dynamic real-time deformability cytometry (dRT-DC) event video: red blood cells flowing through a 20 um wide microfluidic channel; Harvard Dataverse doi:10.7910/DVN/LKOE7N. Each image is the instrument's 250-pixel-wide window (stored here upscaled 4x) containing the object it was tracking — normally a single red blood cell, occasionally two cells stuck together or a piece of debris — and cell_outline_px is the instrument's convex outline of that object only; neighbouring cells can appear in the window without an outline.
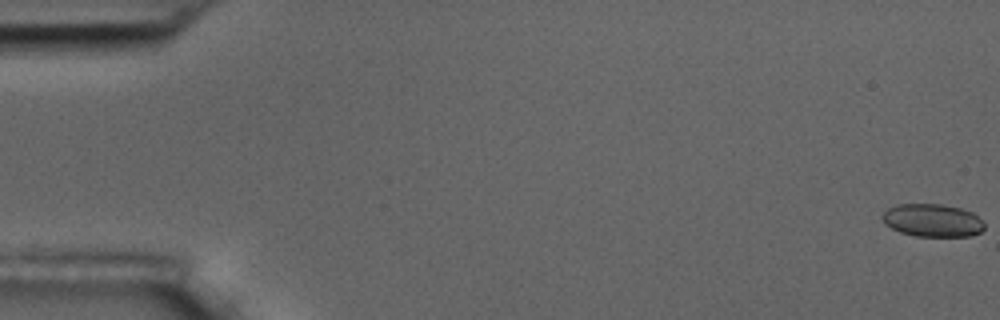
{"species": "common noctule bat (a hibernating species)", "species_latin": "Nyctalus noctula", "temperature_condition": "room temperature", "stored_images_in_passage": 8, "camera_frame_rate_fps": 3000, "um_per_image_px": 0.085, "animal": {"sex": "male", "body_mass_g": 17.5, "forearm_length_mm": 52.3}, "frame": {"image": 1, "passage_image": 1, "time_ms": 0.0, "image_size_px": [1000, 320], "cell_outline_px": [[984, 228], [980, 232], [972, 236], [916, 236], [900, 232], [884, 224], [880, 216], [888, 208], [896, 204], [940, 204], [960, 208], [972, 212], [984, 224]], "centroid_in_image_um": [79.22, 18.73], "position_along_channel_um": 5.8, "area_um2": 19.54}}
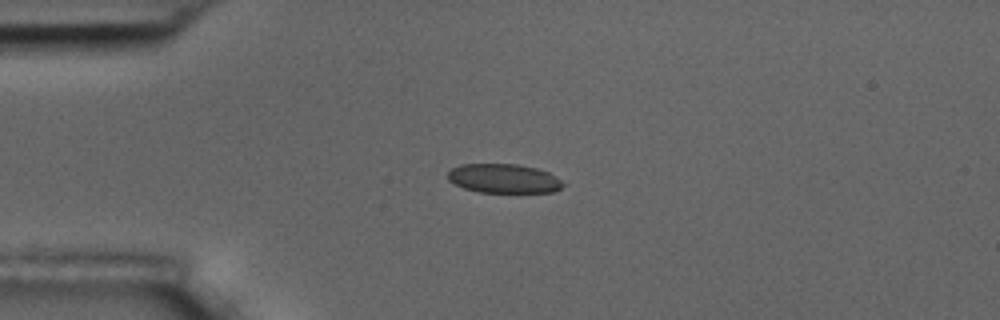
{"frame": {"image": 2, "passage_image": 5, "time_ms": 4.667, "image_size_px": [1000, 320], "cell_outline_px": [[568, 184], [552, 192], [480, 192], [464, 188], [448, 180], [448, 172], [452, 168], [460, 164], [516, 164], [536, 168], [548, 172], [556, 176]], "centroid_in_image_um": [42.85, 15.17], "position_along_channel_um": 42.2, "area_um2": 19.59}}
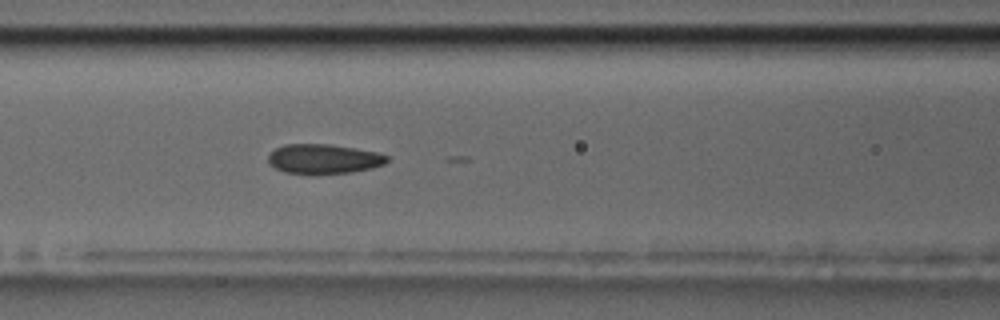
{"frame": {"image": 3, "passage_image": 8, "time_ms": 8.0, "image_size_px": [1000, 320], "cell_outline_px": [[388, 160], [384, 164], [372, 168], [352, 172], [312, 176], [308, 176], [284, 172], [268, 164], [268, 156], [276, 148], [284, 144], [332, 144], [380, 152], [388, 156]], "centroid_in_image_um": [27.51, 13.53], "position_along_channel_um": 139.1, "area_um2": 21.21}}